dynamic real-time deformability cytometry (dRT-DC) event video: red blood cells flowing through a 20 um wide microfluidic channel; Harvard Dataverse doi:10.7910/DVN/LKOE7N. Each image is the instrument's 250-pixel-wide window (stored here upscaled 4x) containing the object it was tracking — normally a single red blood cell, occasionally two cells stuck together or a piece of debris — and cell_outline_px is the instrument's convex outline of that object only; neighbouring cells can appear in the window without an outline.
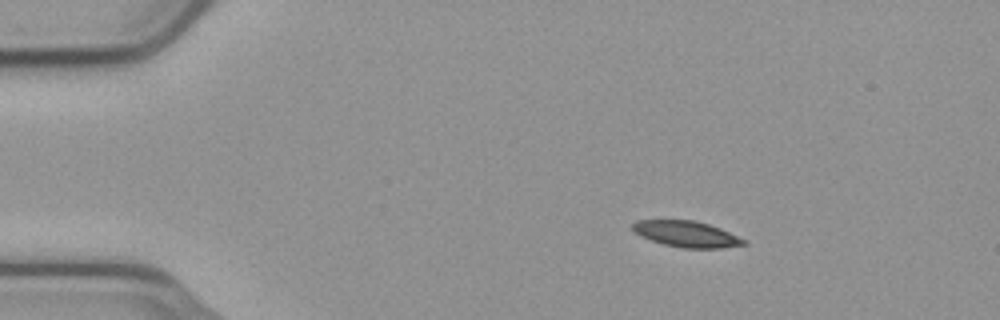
{"species": "common noctule bat (a hibernating species)", "species_latin": "Nyctalus noctula", "temperature_condition": "cold", "stored_images_in_passage": 47, "camera_frame_rate_fps": 3000, "um_per_image_px": 0.085, "animal": {"sex": "male", "body_mass_g": 23.1, "forearm_length_mm": 52.7}, "frame": {"image": 1, "passage_image": 1, "time_ms": 0.0, "image_size_px": [1000, 320], "cell_outline_px": [[748, 244], [724, 248], [684, 248], [664, 244], [640, 236], [632, 228], [632, 224], [636, 220], [692, 220], [708, 224], [720, 228], [748, 240]], "centroid_in_image_um": [58.4, 19.9], "position_along_channel_um": 26.6, "area_um2": 16.88}}
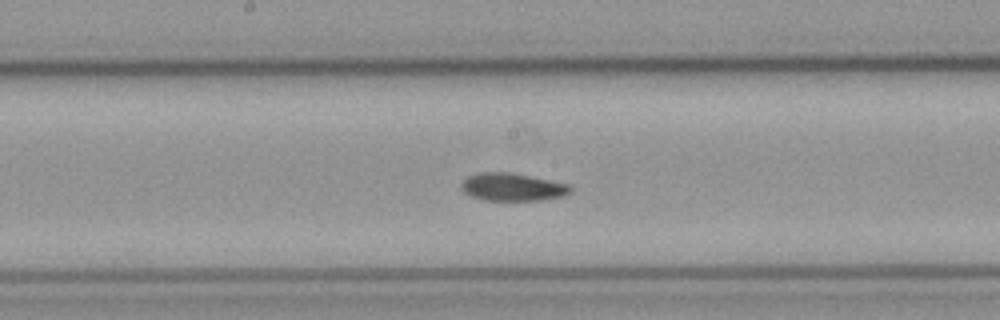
{"frame": {"image": 2, "passage_image": 21, "time_ms": 6.667, "image_size_px": [1000, 320], "cell_outline_px": [[572, 192], [564, 196], [540, 200], [484, 200], [472, 196], [464, 192], [460, 188], [460, 184], [468, 176], [476, 172], [508, 172], [568, 184], [572, 188]], "centroid_in_image_um": [43.53, 15.9], "position_along_channel_um": 204.7, "area_um2": 17.57}}
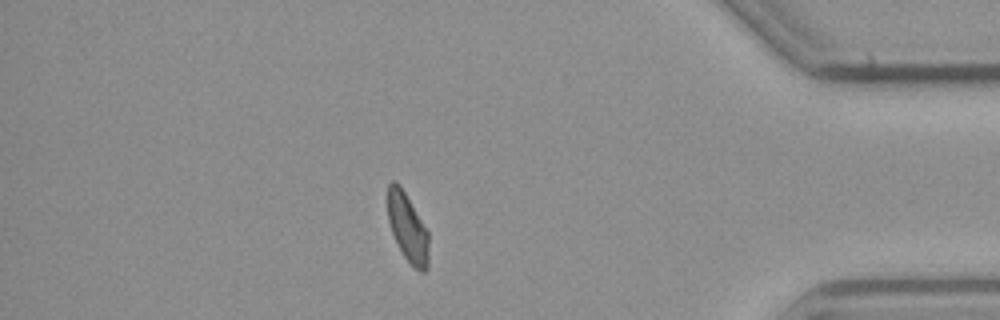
{"frame": {"image": 3, "passage_image": 40, "time_ms": 13.0, "image_size_px": [1000, 320], "cell_outline_px": [[428, 268], [424, 272], [420, 272], [404, 256], [392, 232], [388, 220], [388, 184], [392, 180], [396, 180], [400, 184], [428, 232]], "centroid_in_image_um": [34.64, 19.32], "position_along_channel_um": 400.6, "area_um2": 16.07}, "authors_computed_cell_mechanics": {"area_um2": 17.5134, "velocity_mm_per_s": 3.7146, "shape_relaxation_time_tau1_ms": 6.203, "shape_relaxation_time_tau2_ms": 7.4247, "deformation_change_tau1": 0.1526, "deformation_change_tau2": 0.1108}}